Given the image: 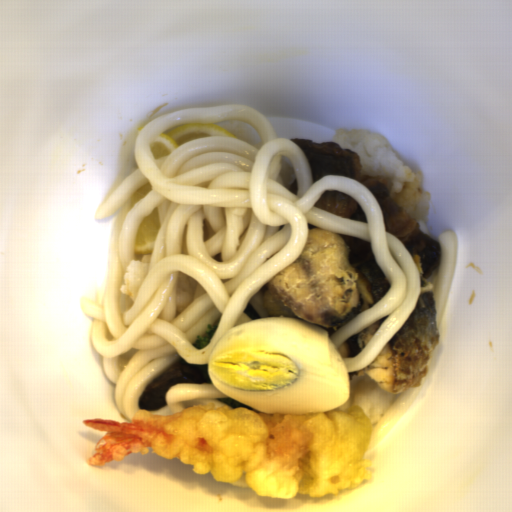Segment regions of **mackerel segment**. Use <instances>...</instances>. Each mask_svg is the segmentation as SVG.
Listing matches in <instances>:
<instances>
[{"instance_id":"5","label":"mackerel segment","mask_w":512,"mask_h":512,"mask_svg":"<svg viewBox=\"0 0 512 512\" xmlns=\"http://www.w3.org/2000/svg\"><path fill=\"white\" fill-rule=\"evenodd\" d=\"M216 400H218V401H220V402H222V403L232 407L233 409L234 408H247V409L251 410L252 408H254V407H251V406L246 405L244 403H241V402L237 401L236 399H234L232 397L218 398Z\"/></svg>"},{"instance_id":"2","label":"mackerel segment","mask_w":512,"mask_h":512,"mask_svg":"<svg viewBox=\"0 0 512 512\" xmlns=\"http://www.w3.org/2000/svg\"><path fill=\"white\" fill-rule=\"evenodd\" d=\"M301 254L263 284L262 304L270 317L299 318L332 336L375 306L391 284L371 242L308 222Z\"/></svg>"},{"instance_id":"3","label":"mackerel segment","mask_w":512,"mask_h":512,"mask_svg":"<svg viewBox=\"0 0 512 512\" xmlns=\"http://www.w3.org/2000/svg\"><path fill=\"white\" fill-rule=\"evenodd\" d=\"M208 364H190L181 356L145 387L138 398L139 410L152 412L167 406L165 393L176 384H214Z\"/></svg>"},{"instance_id":"4","label":"mackerel segment","mask_w":512,"mask_h":512,"mask_svg":"<svg viewBox=\"0 0 512 512\" xmlns=\"http://www.w3.org/2000/svg\"><path fill=\"white\" fill-rule=\"evenodd\" d=\"M313 206L337 216L368 224L366 214L358 201L350 194L341 191L322 192Z\"/></svg>"},{"instance_id":"1","label":"mackerel segment","mask_w":512,"mask_h":512,"mask_svg":"<svg viewBox=\"0 0 512 512\" xmlns=\"http://www.w3.org/2000/svg\"><path fill=\"white\" fill-rule=\"evenodd\" d=\"M289 141L297 144L306 156L313 184L326 175H343L364 185L382 210L385 232L403 243L420 271V294L409 317L373 361L347 373L348 379L367 375L377 388L400 395L409 388L421 387L439 339L434 288L441 244L392 197L387 179L360 172L358 153L341 148V143L306 138Z\"/></svg>"},{"instance_id":"6","label":"mackerel segment","mask_w":512,"mask_h":512,"mask_svg":"<svg viewBox=\"0 0 512 512\" xmlns=\"http://www.w3.org/2000/svg\"><path fill=\"white\" fill-rule=\"evenodd\" d=\"M287 189H288L291 193H294V194H297V195H298V183H297L296 176H295V177H294V179L291 181V183L289 184V186L287 187Z\"/></svg>"}]
</instances>
